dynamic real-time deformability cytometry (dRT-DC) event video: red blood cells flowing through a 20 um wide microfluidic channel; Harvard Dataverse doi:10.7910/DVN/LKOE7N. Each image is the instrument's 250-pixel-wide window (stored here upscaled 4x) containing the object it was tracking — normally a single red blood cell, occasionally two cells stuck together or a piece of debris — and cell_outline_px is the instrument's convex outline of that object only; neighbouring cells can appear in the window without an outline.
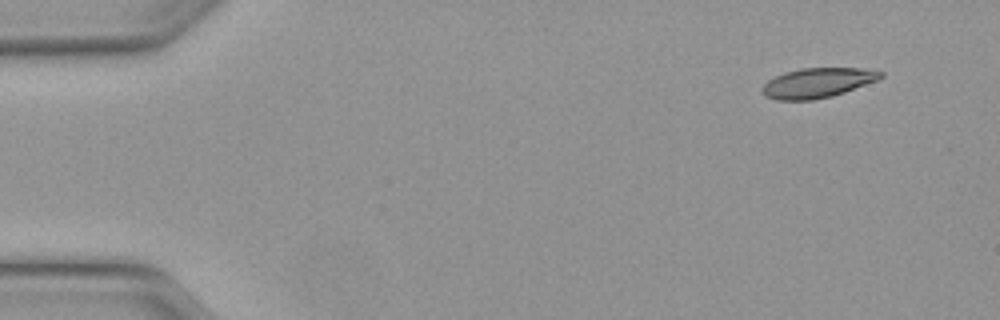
{"species": "Egyptian fruit bat (a non-hibernating species)", "species_latin": "Rousettus aegyptiacus", "temperature_condition": "warm", "stored_images_in_passage": 16, "camera_frame_rate_fps": 3000, "um_per_image_px": 0.085, "animal": {"sex": "female"}, "frame": {"image": 1, "passage_image": 1, "time_ms": 0.0, "image_size_px": [1000, 320], "cell_outline_px": [[884, 76], [876, 80], [844, 92], [832, 96], [812, 100], [776, 100], [764, 96], [764, 84], [768, 80], [784, 72], [800, 68], [860, 68], [884, 72]], "centroid_in_image_um": [69.48, 7.04], "position_along_channel_um": 15.5, "area_um2": 20.35}}
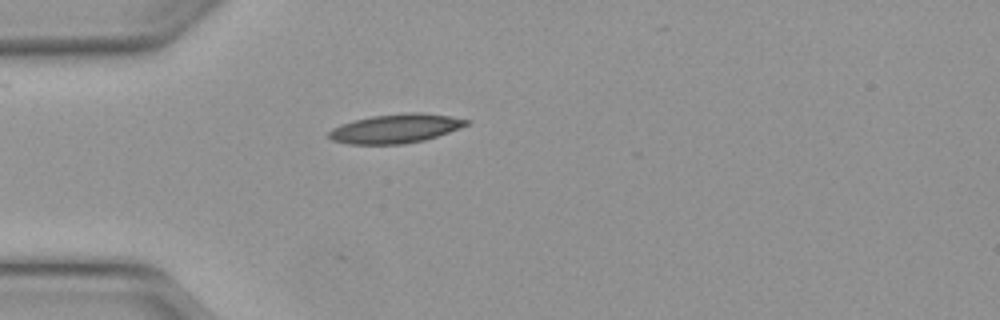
{"frame": {"image": 2, "passage_image": 11, "time_ms": 3.333, "image_size_px": [1000, 320], "cell_outline_px": [[468, 124], [460, 128], [424, 140], [404, 144], [348, 144], [332, 140], [328, 136], [328, 132], [332, 128], [340, 124], [372, 116], [408, 112], [420, 112], [448, 116], [468, 120]], "centroid_in_image_um": [33.59, 10.93], "position_along_channel_um": 51.4, "area_um2": 23.06}}
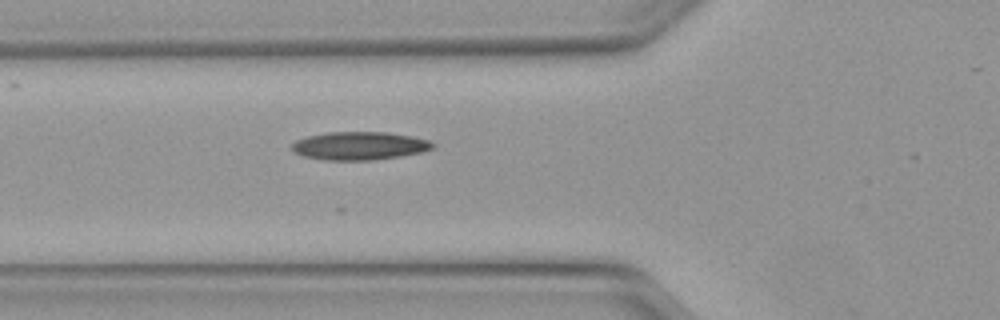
{"frame": {"image": 3, "passage_image": 15, "time_ms": 4.667, "image_size_px": [1000, 320], "cell_outline_px": [[436, 144], [432, 148], [420, 152], [400, 156], [372, 160], [324, 160], [304, 156], [296, 152], [292, 148], [292, 144], [296, 140], [308, 136], [328, 132], [388, 132], [412, 136], [428, 140]], "centroid_in_image_um": [30.56, 12.39], "position_along_channel_um": 95.2, "area_um2": 22.95}}